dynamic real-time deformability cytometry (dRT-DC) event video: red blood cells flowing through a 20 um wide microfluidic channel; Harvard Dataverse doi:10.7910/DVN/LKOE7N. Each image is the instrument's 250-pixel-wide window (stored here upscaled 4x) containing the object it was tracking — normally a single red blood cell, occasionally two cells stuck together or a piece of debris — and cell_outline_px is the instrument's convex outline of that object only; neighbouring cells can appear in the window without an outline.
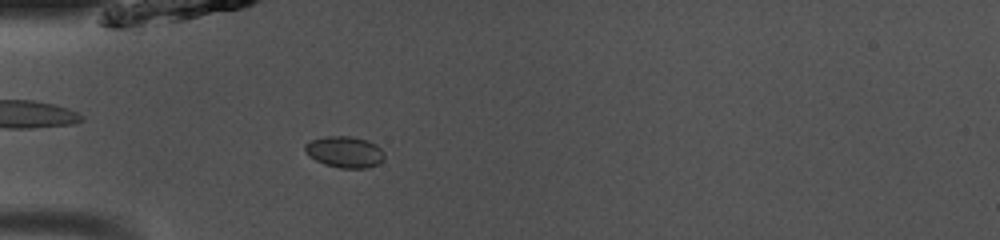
{"species": "common noctule bat (a hibernating species)", "species_latin": "Nyctalus noctula", "temperature_condition": "room temperature", "stored_images_in_passage": 37, "camera_frame_rate_fps": 3000, "um_per_image_px": 0.085, "animal": {"sex": "male", "body_mass_g": 13.0, "forearm_length_mm": 53.1}, "frame": {"image": 1, "passage_image": 3, "time_ms": 0.667, "image_size_px": [1000, 240], "cell_outline_px": [[384, 160], [376, 164], [364, 168], [340, 168], [324, 164], [316, 160], [304, 152], [304, 144], [312, 140], [324, 136], [348, 136], [368, 140], [376, 144], [384, 152]], "centroid_in_image_um": [29.29, 12.91], "position_along_channel_um": 55.7, "area_um2": 14.51}}
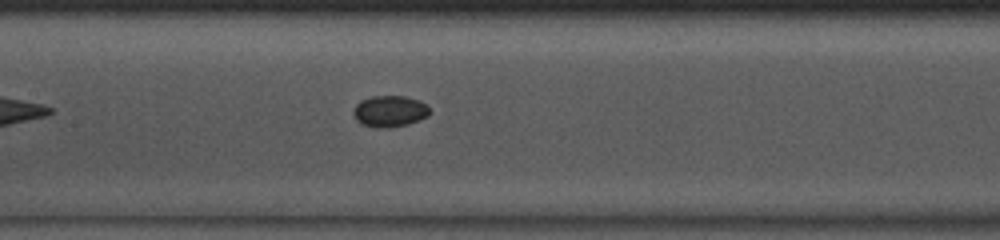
{"frame": {"image": 2, "passage_image": 12, "time_ms": 3.667, "image_size_px": [1000, 240], "cell_outline_px": [[428, 116], [408, 124], [388, 128], [376, 128], [360, 124], [356, 120], [352, 112], [356, 104], [360, 100], [372, 96], [404, 96], [420, 100], [428, 108]], "centroid_in_image_um": [33.07, 9.46], "position_along_channel_um": 174.3, "area_um2": 13.99}}
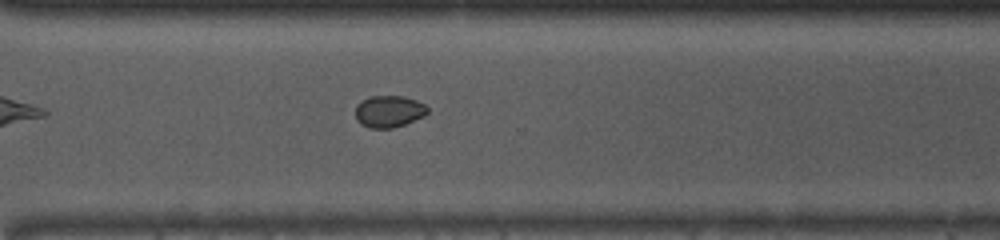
{"frame": {"image": 3, "passage_image": 24, "time_ms": 7.667, "image_size_px": [1000, 240], "cell_outline_px": [[428, 112], [424, 116], [404, 124], [392, 128], [372, 128], [360, 124], [356, 120], [356, 104], [368, 96], [404, 96], [416, 100], [424, 104], [428, 108]], "centroid_in_image_um": [33.04, 9.46], "position_along_channel_um": 337.6, "area_um2": 13.41}, "authors_computed_cell_mechanics": {"area_um2": 13.6408, "velocity_mm_per_s": 4.0964, "shape_relaxation_time_tau1_ms": 3.1157, "shape_relaxation_time_tau2_ms": null, "deformation_change_tau1": 0.0509, "deformation_change_tau2": null}}